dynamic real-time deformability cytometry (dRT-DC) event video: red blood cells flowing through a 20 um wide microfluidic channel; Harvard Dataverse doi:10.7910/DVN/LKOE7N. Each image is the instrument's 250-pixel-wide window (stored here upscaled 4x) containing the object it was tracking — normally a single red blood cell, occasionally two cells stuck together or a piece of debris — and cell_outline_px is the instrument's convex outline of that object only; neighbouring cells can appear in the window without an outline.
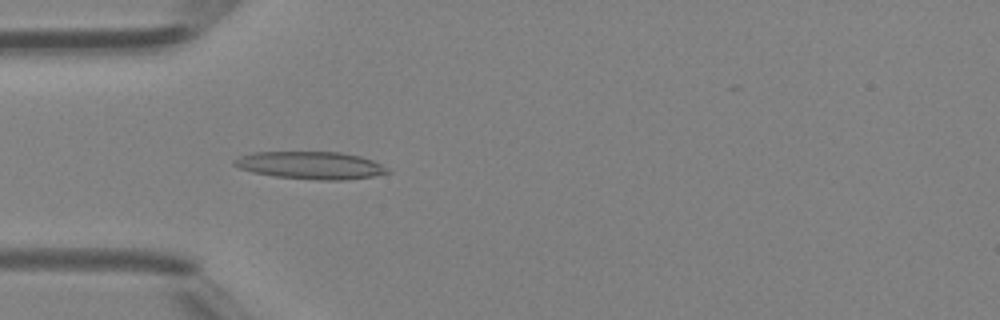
{"species": "Egyptian fruit bat (a non-hibernating species)", "species_latin": "Rousettus aegyptiacus", "temperature_condition": "room temperature", "stored_images_in_passage": 42, "camera_frame_rate_fps": 3000, "um_per_image_px": 0.085, "animal": {"sex": "female"}, "frame": {"image": 1, "passage_image": 14, "time_ms": 4.333, "image_size_px": [1000, 320], "cell_outline_px": [[392, 172], [372, 176], [344, 180], [320, 180], [276, 176], [252, 172], [240, 168], [232, 164], [232, 160], [240, 156], [252, 152], [340, 152], [360, 156], [372, 160], [388, 168]], "centroid_in_image_um": [26.39, 14.05], "position_along_channel_um": 58.6, "area_um2": 24.51}}
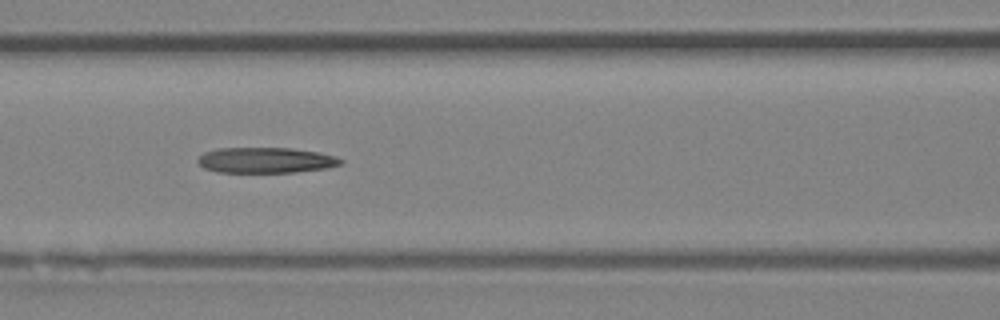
{"frame": {"image": 2, "passage_image": 20, "time_ms": 6.333, "image_size_px": [1000, 320], "cell_outline_px": [[344, 160], [340, 164], [328, 168], [296, 172], [216, 172], [204, 168], [196, 160], [204, 152], [216, 148], [292, 148], [320, 152], [336, 156]], "centroid_in_image_um": [22.6, 13.61], "position_along_channel_um": 144.0, "area_um2": 21.44}}
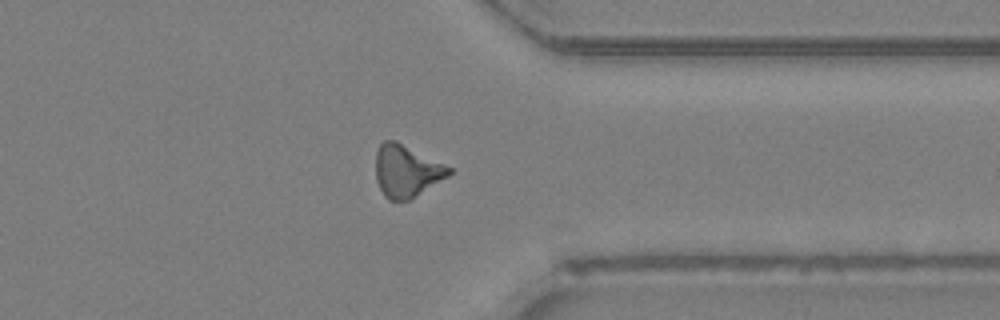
{"frame": {"image": 3, "passage_image": 36, "time_ms": 11.667, "image_size_px": [1000, 320], "cell_outline_px": [[452, 172], [448, 176], [408, 200], [388, 200], [384, 196], [376, 180], [376, 152], [380, 144], [384, 140], [396, 140], [452, 168]], "centroid_in_image_um": [34.53, 14.52], "position_along_channel_um": 376.9, "area_um2": 22.02}}